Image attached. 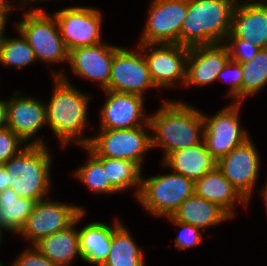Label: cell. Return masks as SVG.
Returning a JSON list of instances; mask_svg holds the SVG:
<instances>
[{
    "instance_id": "5bb4252c",
    "label": "cell",
    "mask_w": 267,
    "mask_h": 266,
    "mask_svg": "<svg viewBox=\"0 0 267 266\" xmlns=\"http://www.w3.org/2000/svg\"><path fill=\"white\" fill-rule=\"evenodd\" d=\"M259 157L250 137L217 161V167L248 203L260 172Z\"/></svg>"
},
{
    "instance_id": "ba28073f",
    "label": "cell",
    "mask_w": 267,
    "mask_h": 266,
    "mask_svg": "<svg viewBox=\"0 0 267 266\" xmlns=\"http://www.w3.org/2000/svg\"><path fill=\"white\" fill-rule=\"evenodd\" d=\"M242 103H230L213 116L202 113L204 142L209 153L218 161L250 136L241 127L239 112Z\"/></svg>"
},
{
    "instance_id": "7c38bea8",
    "label": "cell",
    "mask_w": 267,
    "mask_h": 266,
    "mask_svg": "<svg viewBox=\"0 0 267 266\" xmlns=\"http://www.w3.org/2000/svg\"><path fill=\"white\" fill-rule=\"evenodd\" d=\"M151 79L157 88L185 85L189 47L179 44H142ZM176 82V83H175Z\"/></svg>"
},
{
    "instance_id": "4dcf8cb0",
    "label": "cell",
    "mask_w": 267,
    "mask_h": 266,
    "mask_svg": "<svg viewBox=\"0 0 267 266\" xmlns=\"http://www.w3.org/2000/svg\"><path fill=\"white\" fill-rule=\"evenodd\" d=\"M228 74V75H227ZM228 76V82H230V86L228 89L227 96L231 99H234L232 102L241 103L242 101V79H243V71L241 63L234 62L232 60H228L224 65L221 72L218 74L217 80L224 79L225 76Z\"/></svg>"
},
{
    "instance_id": "52a82bcc",
    "label": "cell",
    "mask_w": 267,
    "mask_h": 266,
    "mask_svg": "<svg viewBox=\"0 0 267 266\" xmlns=\"http://www.w3.org/2000/svg\"><path fill=\"white\" fill-rule=\"evenodd\" d=\"M147 127L150 128L149 123L131 129H99V135L91 137L83 148L94 157L129 160L142 169L145 152L152 149Z\"/></svg>"
},
{
    "instance_id": "8fae6325",
    "label": "cell",
    "mask_w": 267,
    "mask_h": 266,
    "mask_svg": "<svg viewBox=\"0 0 267 266\" xmlns=\"http://www.w3.org/2000/svg\"><path fill=\"white\" fill-rule=\"evenodd\" d=\"M68 51L102 43V14L94 7H70L53 13Z\"/></svg>"
},
{
    "instance_id": "b9f144b4",
    "label": "cell",
    "mask_w": 267,
    "mask_h": 266,
    "mask_svg": "<svg viewBox=\"0 0 267 266\" xmlns=\"http://www.w3.org/2000/svg\"><path fill=\"white\" fill-rule=\"evenodd\" d=\"M3 231L0 229V245H1V243H2V237H3Z\"/></svg>"
},
{
    "instance_id": "d4e9b609",
    "label": "cell",
    "mask_w": 267,
    "mask_h": 266,
    "mask_svg": "<svg viewBox=\"0 0 267 266\" xmlns=\"http://www.w3.org/2000/svg\"><path fill=\"white\" fill-rule=\"evenodd\" d=\"M36 202L19 197L11 188L0 192V229L19 234Z\"/></svg>"
},
{
    "instance_id": "3957f363",
    "label": "cell",
    "mask_w": 267,
    "mask_h": 266,
    "mask_svg": "<svg viewBox=\"0 0 267 266\" xmlns=\"http://www.w3.org/2000/svg\"><path fill=\"white\" fill-rule=\"evenodd\" d=\"M238 0H188L180 31L186 47L224 43L231 28V12Z\"/></svg>"
},
{
    "instance_id": "8992f818",
    "label": "cell",
    "mask_w": 267,
    "mask_h": 266,
    "mask_svg": "<svg viewBox=\"0 0 267 266\" xmlns=\"http://www.w3.org/2000/svg\"><path fill=\"white\" fill-rule=\"evenodd\" d=\"M34 50L37 61L48 63L68 62L69 51L60 35L54 14L35 7L23 14V20L15 23Z\"/></svg>"
},
{
    "instance_id": "277c9868",
    "label": "cell",
    "mask_w": 267,
    "mask_h": 266,
    "mask_svg": "<svg viewBox=\"0 0 267 266\" xmlns=\"http://www.w3.org/2000/svg\"><path fill=\"white\" fill-rule=\"evenodd\" d=\"M47 147L28 144L17 155L3 163L7 184L19 197L36 201L49 197L52 153Z\"/></svg>"
},
{
    "instance_id": "ee69618b",
    "label": "cell",
    "mask_w": 267,
    "mask_h": 266,
    "mask_svg": "<svg viewBox=\"0 0 267 266\" xmlns=\"http://www.w3.org/2000/svg\"><path fill=\"white\" fill-rule=\"evenodd\" d=\"M41 1L45 2V1H48V0H37V2H41Z\"/></svg>"
},
{
    "instance_id": "ab89813d",
    "label": "cell",
    "mask_w": 267,
    "mask_h": 266,
    "mask_svg": "<svg viewBox=\"0 0 267 266\" xmlns=\"http://www.w3.org/2000/svg\"><path fill=\"white\" fill-rule=\"evenodd\" d=\"M22 1V2H21ZM19 3L27 4V2H37V0H18Z\"/></svg>"
},
{
    "instance_id": "1f68e13d",
    "label": "cell",
    "mask_w": 267,
    "mask_h": 266,
    "mask_svg": "<svg viewBox=\"0 0 267 266\" xmlns=\"http://www.w3.org/2000/svg\"><path fill=\"white\" fill-rule=\"evenodd\" d=\"M224 44L228 48L230 60L238 63L252 60L260 50L248 41L237 39L233 35H227Z\"/></svg>"
},
{
    "instance_id": "7bdbcfd3",
    "label": "cell",
    "mask_w": 267,
    "mask_h": 266,
    "mask_svg": "<svg viewBox=\"0 0 267 266\" xmlns=\"http://www.w3.org/2000/svg\"><path fill=\"white\" fill-rule=\"evenodd\" d=\"M3 2H5L7 5H12L11 3H9L7 0H2Z\"/></svg>"
},
{
    "instance_id": "9a60e30c",
    "label": "cell",
    "mask_w": 267,
    "mask_h": 266,
    "mask_svg": "<svg viewBox=\"0 0 267 266\" xmlns=\"http://www.w3.org/2000/svg\"><path fill=\"white\" fill-rule=\"evenodd\" d=\"M103 91L107 98L100 108V129H131L148 124L149 114L145 116L144 113V97L111 90Z\"/></svg>"
},
{
    "instance_id": "f546056e",
    "label": "cell",
    "mask_w": 267,
    "mask_h": 266,
    "mask_svg": "<svg viewBox=\"0 0 267 266\" xmlns=\"http://www.w3.org/2000/svg\"><path fill=\"white\" fill-rule=\"evenodd\" d=\"M86 163L74 171L75 176L95 194H113L118 192L109 182L106 168L91 154Z\"/></svg>"
},
{
    "instance_id": "ac0fdd59",
    "label": "cell",
    "mask_w": 267,
    "mask_h": 266,
    "mask_svg": "<svg viewBox=\"0 0 267 266\" xmlns=\"http://www.w3.org/2000/svg\"><path fill=\"white\" fill-rule=\"evenodd\" d=\"M228 35L267 48V0H238L231 12Z\"/></svg>"
},
{
    "instance_id": "74e56055",
    "label": "cell",
    "mask_w": 267,
    "mask_h": 266,
    "mask_svg": "<svg viewBox=\"0 0 267 266\" xmlns=\"http://www.w3.org/2000/svg\"><path fill=\"white\" fill-rule=\"evenodd\" d=\"M9 188V184H7V174L3 164H0V192Z\"/></svg>"
},
{
    "instance_id": "4fadbf2b",
    "label": "cell",
    "mask_w": 267,
    "mask_h": 266,
    "mask_svg": "<svg viewBox=\"0 0 267 266\" xmlns=\"http://www.w3.org/2000/svg\"><path fill=\"white\" fill-rule=\"evenodd\" d=\"M83 210V207L74 204L54 202L46 198L39 200L19 234L31 245H35L42 238L66 229Z\"/></svg>"
},
{
    "instance_id": "ffe728a7",
    "label": "cell",
    "mask_w": 267,
    "mask_h": 266,
    "mask_svg": "<svg viewBox=\"0 0 267 266\" xmlns=\"http://www.w3.org/2000/svg\"><path fill=\"white\" fill-rule=\"evenodd\" d=\"M194 194L219 205L232 219L237 215L234 207L237 202L245 207L249 204L217 166L194 181Z\"/></svg>"
},
{
    "instance_id": "f35d334b",
    "label": "cell",
    "mask_w": 267,
    "mask_h": 266,
    "mask_svg": "<svg viewBox=\"0 0 267 266\" xmlns=\"http://www.w3.org/2000/svg\"><path fill=\"white\" fill-rule=\"evenodd\" d=\"M265 186V187H264ZM263 188L261 189V196L264 200L265 206H266V210H267V183L266 185H264Z\"/></svg>"
},
{
    "instance_id": "2e32d148",
    "label": "cell",
    "mask_w": 267,
    "mask_h": 266,
    "mask_svg": "<svg viewBox=\"0 0 267 266\" xmlns=\"http://www.w3.org/2000/svg\"><path fill=\"white\" fill-rule=\"evenodd\" d=\"M19 93V90L14 92L16 96L7 100V128L27 144L46 145L44 140L34 137L47 124L46 103L34 97L20 96ZM32 137L35 139L31 142Z\"/></svg>"
},
{
    "instance_id": "e575fe53",
    "label": "cell",
    "mask_w": 267,
    "mask_h": 266,
    "mask_svg": "<svg viewBox=\"0 0 267 266\" xmlns=\"http://www.w3.org/2000/svg\"><path fill=\"white\" fill-rule=\"evenodd\" d=\"M11 266H58L44 256L36 247L32 245L13 260Z\"/></svg>"
},
{
    "instance_id": "4316f807",
    "label": "cell",
    "mask_w": 267,
    "mask_h": 266,
    "mask_svg": "<svg viewBox=\"0 0 267 266\" xmlns=\"http://www.w3.org/2000/svg\"><path fill=\"white\" fill-rule=\"evenodd\" d=\"M95 158L103 165V168H106L107 178L118 192L134 188L135 197L138 196L142 169L136 163L125 159Z\"/></svg>"
},
{
    "instance_id": "60d3db41",
    "label": "cell",
    "mask_w": 267,
    "mask_h": 266,
    "mask_svg": "<svg viewBox=\"0 0 267 266\" xmlns=\"http://www.w3.org/2000/svg\"><path fill=\"white\" fill-rule=\"evenodd\" d=\"M7 4L0 0V11L6 6Z\"/></svg>"
},
{
    "instance_id": "44dd1931",
    "label": "cell",
    "mask_w": 267,
    "mask_h": 266,
    "mask_svg": "<svg viewBox=\"0 0 267 266\" xmlns=\"http://www.w3.org/2000/svg\"><path fill=\"white\" fill-rule=\"evenodd\" d=\"M162 161V167H169L193 181L217 166V160L207 150L204 140L195 146L172 151Z\"/></svg>"
},
{
    "instance_id": "5b68a950",
    "label": "cell",
    "mask_w": 267,
    "mask_h": 266,
    "mask_svg": "<svg viewBox=\"0 0 267 266\" xmlns=\"http://www.w3.org/2000/svg\"><path fill=\"white\" fill-rule=\"evenodd\" d=\"M194 194V181L178 173L141 177V187L135 198L156 217H172L181 203Z\"/></svg>"
},
{
    "instance_id": "6da1fadb",
    "label": "cell",
    "mask_w": 267,
    "mask_h": 266,
    "mask_svg": "<svg viewBox=\"0 0 267 266\" xmlns=\"http://www.w3.org/2000/svg\"><path fill=\"white\" fill-rule=\"evenodd\" d=\"M50 70L54 87L50 101L46 103V125L54 132L62 149L71 141L87 146L91 137L84 136L83 132L90 125L87 112L91 96L72 86L63 70Z\"/></svg>"
},
{
    "instance_id": "603a6c76",
    "label": "cell",
    "mask_w": 267,
    "mask_h": 266,
    "mask_svg": "<svg viewBox=\"0 0 267 266\" xmlns=\"http://www.w3.org/2000/svg\"><path fill=\"white\" fill-rule=\"evenodd\" d=\"M120 223L116 220L112 227L102 222H91L78 230L81 259L91 265L102 266L110 252L114 229Z\"/></svg>"
},
{
    "instance_id": "8d00e7d4",
    "label": "cell",
    "mask_w": 267,
    "mask_h": 266,
    "mask_svg": "<svg viewBox=\"0 0 267 266\" xmlns=\"http://www.w3.org/2000/svg\"><path fill=\"white\" fill-rule=\"evenodd\" d=\"M7 127V99H0V129Z\"/></svg>"
},
{
    "instance_id": "484cf974",
    "label": "cell",
    "mask_w": 267,
    "mask_h": 266,
    "mask_svg": "<svg viewBox=\"0 0 267 266\" xmlns=\"http://www.w3.org/2000/svg\"><path fill=\"white\" fill-rule=\"evenodd\" d=\"M122 222L114 229L109 255L102 266H145L144 252Z\"/></svg>"
},
{
    "instance_id": "d6a6232c",
    "label": "cell",
    "mask_w": 267,
    "mask_h": 266,
    "mask_svg": "<svg viewBox=\"0 0 267 266\" xmlns=\"http://www.w3.org/2000/svg\"><path fill=\"white\" fill-rule=\"evenodd\" d=\"M27 145V142H24L9 128L0 129V164L13 158Z\"/></svg>"
},
{
    "instance_id": "cb8c5ba5",
    "label": "cell",
    "mask_w": 267,
    "mask_h": 266,
    "mask_svg": "<svg viewBox=\"0 0 267 266\" xmlns=\"http://www.w3.org/2000/svg\"><path fill=\"white\" fill-rule=\"evenodd\" d=\"M172 218L205 232L208 227L221 224L232 217L219 205L193 194L181 203Z\"/></svg>"
},
{
    "instance_id": "30bf717a",
    "label": "cell",
    "mask_w": 267,
    "mask_h": 266,
    "mask_svg": "<svg viewBox=\"0 0 267 266\" xmlns=\"http://www.w3.org/2000/svg\"><path fill=\"white\" fill-rule=\"evenodd\" d=\"M138 45L135 51L120 47L115 52L109 85L104 90L144 97L147 89L157 88L151 79L142 44Z\"/></svg>"
},
{
    "instance_id": "d6986e66",
    "label": "cell",
    "mask_w": 267,
    "mask_h": 266,
    "mask_svg": "<svg viewBox=\"0 0 267 266\" xmlns=\"http://www.w3.org/2000/svg\"><path fill=\"white\" fill-rule=\"evenodd\" d=\"M230 59L224 43L189 47L185 87L206 86L217 80Z\"/></svg>"
},
{
    "instance_id": "836d02e7",
    "label": "cell",
    "mask_w": 267,
    "mask_h": 266,
    "mask_svg": "<svg viewBox=\"0 0 267 266\" xmlns=\"http://www.w3.org/2000/svg\"><path fill=\"white\" fill-rule=\"evenodd\" d=\"M168 220L171 221L170 223L179 226L178 228L180 231L174 244L175 248L178 250L194 247L202 241V233L204 232L202 229L195 227L194 225L176 221L172 217H168Z\"/></svg>"
},
{
    "instance_id": "d590c367",
    "label": "cell",
    "mask_w": 267,
    "mask_h": 266,
    "mask_svg": "<svg viewBox=\"0 0 267 266\" xmlns=\"http://www.w3.org/2000/svg\"><path fill=\"white\" fill-rule=\"evenodd\" d=\"M15 8L13 5H6L1 11H0V45L5 40V29L7 24V18H9L8 14L12 11V9Z\"/></svg>"
},
{
    "instance_id": "e0dca14e",
    "label": "cell",
    "mask_w": 267,
    "mask_h": 266,
    "mask_svg": "<svg viewBox=\"0 0 267 266\" xmlns=\"http://www.w3.org/2000/svg\"><path fill=\"white\" fill-rule=\"evenodd\" d=\"M119 48L102 42L72 49L68 63L75 75L99 83L104 90L109 85L114 54Z\"/></svg>"
},
{
    "instance_id": "9c48e42d",
    "label": "cell",
    "mask_w": 267,
    "mask_h": 266,
    "mask_svg": "<svg viewBox=\"0 0 267 266\" xmlns=\"http://www.w3.org/2000/svg\"><path fill=\"white\" fill-rule=\"evenodd\" d=\"M188 0H153L139 44H179Z\"/></svg>"
},
{
    "instance_id": "7402d4cb",
    "label": "cell",
    "mask_w": 267,
    "mask_h": 266,
    "mask_svg": "<svg viewBox=\"0 0 267 266\" xmlns=\"http://www.w3.org/2000/svg\"><path fill=\"white\" fill-rule=\"evenodd\" d=\"M83 210L66 229L42 238L35 247L58 266H70L77 255L81 258L79 233L75 227L85 216Z\"/></svg>"
},
{
    "instance_id": "7a4b0ae2",
    "label": "cell",
    "mask_w": 267,
    "mask_h": 266,
    "mask_svg": "<svg viewBox=\"0 0 267 266\" xmlns=\"http://www.w3.org/2000/svg\"><path fill=\"white\" fill-rule=\"evenodd\" d=\"M162 106L149 114L152 149L162 147L164 158L172 151L195 146L203 141L202 112L178 100L163 99Z\"/></svg>"
},
{
    "instance_id": "f1b7e54d",
    "label": "cell",
    "mask_w": 267,
    "mask_h": 266,
    "mask_svg": "<svg viewBox=\"0 0 267 266\" xmlns=\"http://www.w3.org/2000/svg\"><path fill=\"white\" fill-rule=\"evenodd\" d=\"M242 100L255 95L267 85V48L260 49L252 60L241 63Z\"/></svg>"
},
{
    "instance_id": "83f0119b",
    "label": "cell",
    "mask_w": 267,
    "mask_h": 266,
    "mask_svg": "<svg viewBox=\"0 0 267 266\" xmlns=\"http://www.w3.org/2000/svg\"><path fill=\"white\" fill-rule=\"evenodd\" d=\"M19 36L16 38L7 37L0 45V64L6 67L22 69L37 61L34 50L28 41L16 29Z\"/></svg>"
}]
</instances>
